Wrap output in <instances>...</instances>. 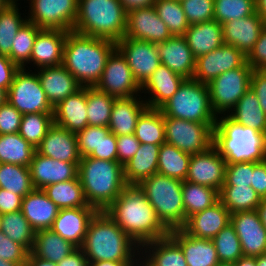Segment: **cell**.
Segmentation results:
<instances>
[{"instance_id":"obj_3","label":"cell","mask_w":266,"mask_h":266,"mask_svg":"<svg viewBox=\"0 0 266 266\" xmlns=\"http://www.w3.org/2000/svg\"><path fill=\"white\" fill-rule=\"evenodd\" d=\"M88 262L136 261L140 246L134 242L104 211L90 220L81 247Z\"/></svg>"},{"instance_id":"obj_24","label":"cell","mask_w":266,"mask_h":266,"mask_svg":"<svg viewBox=\"0 0 266 266\" xmlns=\"http://www.w3.org/2000/svg\"><path fill=\"white\" fill-rule=\"evenodd\" d=\"M36 152L42 156L68 163H79L81 159L78 152L76 133L55 124L52 125L44 139L36 147Z\"/></svg>"},{"instance_id":"obj_76","label":"cell","mask_w":266,"mask_h":266,"mask_svg":"<svg viewBox=\"0 0 266 266\" xmlns=\"http://www.w3.org/2000/svg\"><path fill=\"white\" fill-rule=\"evenodd\" d=\"M215 266H234V264L227 262H218Z\"/></svg>"},{"instance_id":"obj_23","label":"cell","mask_w":266,"mask_h":266,"mask_svg":"<svg viewBox=\"0 0 266 266\" xmlns=\"http://www.w3.org/2000/svg\"><path fill=\"white\" fill-rule=\"evenodd\" d=\"M264 26V21L257 12L248 17L227 21L222 24L224 43L234 46L247 56Z\"/></svg>"},{"instance_id":"obj_19","label":"cell","mask_w":266,"mask_h":266,"mask_svg":"<svg viewBox=\"0 0 266 266\" xmlns=\"http://www.w3.org/2000/svg\"><path fill=\"white\" fill-rule=\"evenodd\" d=\"M68 31L41 28L31 52L30 65L35 70L63 64L64 45ZM37 68V69H36Z\"/></svg>"},{"instance_id":"obj_5","label":"cell","mask_w":266,"mask_h":266,"mask_svg":"<svg viewBox=\"0 0 266 266\" xmlns=\"http://www.w3.org/2000/svg\"><path fill=\"white\" fill-rule=\"evenodd\" d=\"M78 176L89 206L104 211L127 186L124 168L118 161L82 157Z\"/></svg>"},{"instance_id":"obj_46","label":"cell","mask_w":266,"mask_h":266,"mask_svg":"<svg viewBox=\"0 0 266 266\" xmlns=\"http://www.w3.org/2000/svg\"><path fill=\"white\" fill-rule=\"evenodd\" d=\"M115 97L94 87H87L88 125L108 127Z\"/></svg>"},{"instance_id":"obj_56","label":"cell","mask_w":266,"mask_h":266,"mask_svg":"<svg viewBox=\"0 0 266 266\" xmlns=\"http://www.w3.org/2000/svg\"><path fill=\"white\" fill-rule=\"evenodd\" d=\"M89 157L117 161V140L116 136L110 132L108 127H101V143Z\"/></svg>"},{"instance_id":"obj_45","label":"cell","mask_w":266,"mask_h":266,"mask_svg":"<svg viewBox=\"0 0 266 266\" xmlns=\"http://www.w3.org/2000/svg\"><path fill=\"white\" fill-rule=\"evenodd\" d=\"M0 188L24 198L35 189L29 167L0 163Z\"/></svg>"},{"instance_id":"obj_22","label":"cell","mask_w":266,"mask_h":266,"mask_svg":"<svg viewBox=\"0 0 266 266\" xmlns=\"http://www.w3.org/2000/svg\"><path fill=\"white\" fill-rule=\"evenodd\" d=\"M184 80V77L160 64L141 86V94H144L142 97L148 108L159 109L177 92Z\"/></svg>"},{"instance_id":"obj_67","label":"cell","mask_w":266,"mask_h":266,"mask_svg":"<svg viewBox=\"0 0 266 266\" xmlns=\"http://www.w3.org/2000/svg\"><path fill=\"white\" fill-rule=\"evenodd\" d=\"M135 261H93L89 262V266H134Z\"/></svg>"},{"instance_id":"obj_25","label":"cell","mask_w":266,"mask_h":266,"mask_svg":"<svg viewBox=\"0 0 266 266\" xmlns=\"http://www.w3.org/2000/svg\"><path fill=\"white\" fill-rule=\"evenodd\" d=\"M230 212L218 200L211 207L190 216L182 229L195 238L212 240L230 223Z\"/></svg>"},{"instance_id":"obj_47","label":"cell","mask_w":266,"mask_h":266,"mask_svg":"<svg viewBox=\"0 0 266 266\" xmlns=\"http://www.w3.org/2000/svg\"><path fill=\"white\" fill-rule=\"evenodd\" d=\"M41 28L34 23L26 21L18 30L8 56L19 68H27L30 65L31 52L38 31Z\"/></svg>"},{"instance_id":"obj_63","label":"cell","mask_w":266,"mask_h":266,"mask_svg":"<svg viewBox=\"0 0 266 266\" xmlns=\"http://www.w3.org/2000/svg\"><path fill=\"white\" fill-rule=\"evenodd\" d=\"M251 187L260 198H266V160L254 162Z\"/></svg>"},{"instance_id":"obj_9","label":"cell","mask_w":266,"mask_h":266,"mask_svg":"<svg viewBox=\"0 0 266 266\" xmlns=\"http://www.w3.org/2000/svg\"><path fill=\"white\" fill-rule=\"evenodd\" d=\"M252 72L245 61L240 67L220 74L207 84L211 108L217 117L227 115L250 89Z\"/></svg>"},{"instance_id":"obj_48","label":"cell","mask_w":266,"mask_h":266,"mask_svg":"<svg viewBox=\"0 0 266 266\" xmlns=\"http://www.w3.org/2000/svg\"><path fill=\"white\" fill-rule=\"evenodd\" d=\"M153 6L172 36H184L189 23L181 2L176 0H156Z\"/></svg>"},{"instance_id":"obj_35","label":"cell","mask_w":266,"mask_h":266,"mask_svg":"<svg viewBox=\"0 0 266 266\" xmlns=\"http://www.w3.org/2000/svg\"><path fill=\"white\" fill-rule=\"evenodd\" d=\"M76 249L75 245L63 239L59 234L46 229L36 232L31 252L36 257L58 263Z\"/></svg>"},{"instance_id":"obj_16","label":"cell","mask_w":266,"mask_h":266,"mask_svg":"<svg viewBox=\"0 0 266 266\" xmlns=\"http://www.w3.org/2000/svg\"><path fill=\"white\" fill-rule=\"evenodd\" d=\"M125 37L159 44L172 37L154 6L127 12Z\"/></svg>"},{"instance_id":"obj_13","label":"cell","mask_w":266,"mask_h":266,"mask_svg":"<svg viewBox=\"0 0 266 266\" xmlns=\"http://www.w3.org/2000/svg\"><path fill=\"white\" fill-rule=\"evenodd\" d=\"M95 87L115 98L141 95V87L135 81L126 59L117 48L108 56L102 76Z\"/></svg>"},{"instance_id":"obj_40","label":"cell","mask_w":266,"mask_h":266,"mask_svg":"<svg viewBox=\"0 0 266 266\" xmlns=\"http://www.w3.org/2000/svg\"><path fill=\"white\" fill-rule=\"evenodd\" d=\"M182 196L185 223L190 216L211 207L219 200V192L216 189L186 180L182 182Z\"/></svg>"},{"instance_id":"obj_11","label":"cell","mask_w":266,"mask_h":266,"mask_svg":"<svg viewBox=\"0 0 266 266\" xmlns=\"http://www.w3.org/2000/svg\"><path fill=\"white\" fill-rule=\"evenodd\" d=\"M165 142L184 153L194 155L213 145V128L216 123H198L164 116Z\"/></svg>"},{"instance_id":"obj_61","label":"cell","mask_w":266,"mask_h":266,"mask_svg":"<svg viewBox=\"0 0 266 266\" xmlns=\"http://www.w3.org/2000/svg\"><path fill=\"white\" fill-rule=\"evenodd\" d=\"M19 69L8 56L0 55V88L7 92Z\"/></svg>"},{"instance_id":"obj_58","label":"cell","mask_w":266,"mask_h":266,"mask_svg":"<svg viewBox=\"0 0 266 266\" xmlns=\"http://www.w3.org/2000/svg\"><path fill=\"white\" fill-rule=\"evenodd\" d=\"M117 140V161L124 166L136 154L140 142L135 134L116 136Z\"/></svg>"},{"instance_id":"obj_6","label":"cell","mask_w":266,"mask_h":266,"mask_svg":"<svg viewBox=\"0 0 266 266\" xmlns=\"http://www.w3.org/2000/svg\"><path fill=\"white\" fill-rule=\"evenodd\" d=\"M127 12L119 0H78L76 33L118 42L125 36Z\"/></svg>"},{"instance_id":"obj_65","label":"cell","mask_w":266,"mask_h":266,"mask_svg":"<svg viewBox=\"0 0 266 266\" xmlns=\"http://www.w3.org/2000/svg\"><path fill=\"white\" fill-rule=\"evenodd\" d=\"M126 12L136 8L150 7L156 0H119Z\"/></svg>"},{"instance_id":"obj_18","label":"cell","mask_w":266,"mask_h":266,"mask_svg":"<svg viewBox=\"0 0 266 266\" xmlns=\"http://www.w3.org/2000/svg\"><path fill=\"white\" fill-rule=\"evenodd\" d=\"M230 223L239 237L244 256L256 257L266 253V228L256 210L233 213Z\"/></svg>"},{"instance_id":"obj_1","label":"cell","mask_w":266,"mask_h":266,"mask_svg":"<svg viewBox=\"0 0 266 266\" xmlns=\"http://www.w3.org/2000/svg\"><path fill=\"white\" fill-rule=\"evenodd\" d=\"M104 212L140 247L170 232L137 185H127Z\"/></svg>"},{"instance_id":"obj_7","label":"cell","mask_w":266,"mask_h":266,"mask_svg":"<svg viewBox=\"0 0 266 266\" xmlns=\"http://www.w3.org/2000/svg\"><path fill=\"white\" fill-rule=\"evenodd\" d=\"M182 182L159 173L142 180L137 186L145 194L160 221L169 229L185 225Z\"/></svg>"},{"instance_id":"obj_38","label":"cell","mask_w":266,"mask_h":266,"mask_svg":"<svg viewBox=\"0 0 266 266\" xmlns=\"http://www.w3.org/2000/svg\"><path fill=\"white\" fill-rule=\"evenodd\" d=\"M36 148L19 133L0 135V163L29 167Z\"/></svg>"},{"instance_id":"obj_26","label":"cell","mask_w":266,"mask_h":266,"mask_svg":"<svg viewBox=\"0 0 266 266\" xmlns=\"http://www.w3.org/2000/svg\"><path fill=\"white\" fill-rule=\"evenodd\" d=\"M161 64L181 75L185 79H192L196 58L187 44L184 36H172L166 41L157 44Z\"/></svg>"},{"instance_id":"obj_74","label":"cell","mask_w":266,"mask_h":266,"mask_svg":"<svg viewBox=\"0 0 266 266\" xmlns=\"http://www.w3.org/2000/svg\"><path fill=\"white\" fill-rule=\"evenodd\" d=\"M14 1L15 0H0V10L5 9Z\"/></svg>"},{"instance_id":"obj_50","label":"cell","mask_w":266,"mask_h":266,"mask_svg":"<svg viewBox=\"0 0 266 266\" xmlns=\"http://www.w3.org/2000/svg\"><path fill=\"white\" fill-rule=\"evenodd\" d=\"M220 262L235 263L244 256L241 242L231 223L227 224L213 239Z\"/></svg>"},{"instance_id":"obj_51","label":"cell","mask_w":266,"mask_h":266,"mask_svg":"<svg viewBox=\"0 0 266 266\" xmlns=\"http://www.w3.org/2000/svg\"><path fill=\"white\" fill-rule=\"evenodd\" d=\"M255 12V0H214V20L220 24L248 17Z\"/></svg>"},{"instance_id":"obj_31","label":"cell","mask_w":266,"mask_h":266,"mask_svg":"<svg viewBox=\"0 0 266 266\" xmlns=\"http://www.w3.org/2000/svg\"><path fill=\"white\" fill-rule=\"evenodd\" d=\"M21 211L29 224L37 232L51 229L59 208L42 189H34L22 199Z\"/></svg>"},{"instance_id":"obj_59","label":"cell","mask_w":266,"mask_h":266,"mask_svg":"<svg viewBox=\"0 0 266 266\" xmlns=\"http://www.w3.org/2000/svg\"><path fill=\"white\" fill-rule=\"evenodd\" d=\"M246 62L253 70H266V25L253 49L246 56Z\"/></svg>"},{"instance_id":"obj_15","label":"cell","mask_w":266,"mask_h":266,"mask_svg":"<svg viewBox=\"0 0 266 266\" xmlns=\"http://www.w3.org/2000/svg\"><path fill=\"white\" fill-rule=\"evenodd\" d=\"M245 61L246 56L240 50L224 43L213 51L196 58L193 79L209 84L220 74L240 67Z\"/></svg>"},{"instance_id":"obj_72","label":"cell","mask_w":266,"mask_h":266,"mask_svg":"<svg viewBox=\"0 0 266 266\" xmlns=\"http://www.w3.org/2000/svg\"><path fill=\"white\" fill-rule=\"evenodd\" d=\"M7 101V92L0 88V105Z\"/></svg>"},{"instance_id":"obj_57","label":"cell","mask_w":266,"mask_h":266,"mask_svg":"<svg viewBox=\"0 0 266 266\" xmlns=\"http://www.w3.org/2000/svg\"><path fill=\"white\" fill-rule=\"evenodd\" d=\"M22 114L9 102L0 105V135L19 133Z\"/></svg>"},{"instance_id":"obj_41","label":"cell","mask_w":266,"mask_h":266,"mask_svg":"<svg viewBox=\"0 0 266 266\" xmlns=\"http://www.w3.org/2000/svg\"><path fill=\"white\" fill-rule=\"evenodd\" d=\"M134 134L141 144L165 143V124L161 111L147 108L138 118Z\"/></svg>"},{"instance_id":"obj_30","label":"cell","mask_w":266,"mask_h":266,"mask_svg":"<svg viewBox=\"0 0 266 266\" xmlns=\"http://www.w3.org/2000/svg\"><path fill=\"white\" fill-rule=\"evenodd\" d=\"M169 236L181 247L188 266H215L220 262L212 240L195 238L182 228L170 230Z\"/></svg>"},{"instance_id":"obj_20","label":"cell","mask_w":266,"mask_h":266,"mask_svg":"<svg viewBox=\"0 0 266 266\" xmlns=\"http://www.w3.org/2000/svg\"><path fill=\"white\" fill-rule=\"evenodd\" d=\"M96 213L94 207L59 209L51 230L77 248H81L88 224Z\"/></svg>"},{"instance_id":"obj_33","label":"cell","mask_w":266,"mask_h":266,"mask_svg":"<svg viewBox=\"0 0 266 266\" xmlns=\"http://www.w3.org/2000/svg\"><path fill=\"white\" fill-rule=\"evenodd\" d=\"M140 251L150 266H188L181 247L169 235L143 244Z\"/></svg>"},{"instance_id":"obj_53","label":"cell","mask_w":266,"mask_h":266,"mask_svg":"<svg viewBox=\"0 0 266 266\" xmlns=\"http://www.w3.org/2000/svg\"><path fill=\"white\" fill-rule=\"evenodd\" d=\"M254 162L226 164L223 186H251Z\"/></svg>"},{"instance_id":"obj_43","label":"cell","mask_w":266,"mask_h":266,"mask_svg":"<svg viewBox=\"0 0 266 266\" xmlns=\"http://www.w3.org/2000/svg\"><path fill=\"white\" fill-rule=\"evenodd\" d=\"M219 200L230 214L256 210L261 198L251 186H222Z\"/></svg>"},{"instance_id":"obj_32","label":"cell","mask_w":266,"mask_h":266,"mask_svg":"<svg viewBox=\"0 0 266 266\" xmlns=\"http://www.w3.org/2000/svg\"><path fill=\"white\" fill-rule=\"evenodd\" d=\"M184 37L195 58L224 44L222 24L216 20L189 25Z\"/></svg>"},{"instance_id":"obj_66","label":"cell","mask_w":266,"mask_h":266,"mask_svg":"<svg viewBox=\"0 0 266 266\" xmlns=\"http://www.w3.org/2000/svg\"><path fill=\"white\" fill-rule=\"evenodd\" d=\"M26 266H58L57 263L36 257L32 252L27 256Z\"/></svg>"},{"instance_id":"obj_75","label":"cell","mask_w":266,"mask_h":266,"mask_svg":"<svg viewBox=\"0 0 266 266\" xmlns=\"http://www.w3.org/2000/svg\"><path fill=\"white\" fill-rule=\"evenodd\" d=\"M0 266H20V265L17 263L0 259Z\"/></svg>"},{"instance_id":"obj_39","label":"cell","mask_w":266,"mask_h":266,"mask_svg":"<svg viewBox=\"0 0 266 266\" xmlns=\"http://www.w3.org/2000/svg\"><path fill=\"white\" fill-rule=\"evenodd\" d=\"M191 155L177 147L163 143L159 149L157 173L185 181L188 175Z\"/></svg>"},{"instance_id":"obj_52","label":"cell","mask_w":266,"mask_h":266,"mask_svg":"<svg viewBox=\"0 0 266 266\" xmlns=\"http://www.w3.org/2000/svg\"><path fill=\"white\" fill-rule=\"evenodd\" d=\"M189 25L214 20V0H182Z\"/></svg>"},{"instance_id":"obj_54","label":"cell","mask_w":266,"mask_h":266,"mask_svg":"<svg viewBox=\"0 0 266 266\" xmlns=\"http://www.w3.org/2000/svg\"><path fill=\"white\" fill-rule=\"evenodd\" d=\"M29 251L0 231V259L26 266Z\"/></svg>"},{"instance_id":"obj_29","label":"cell","mask_w":266,"mask_h":266,"mask_svg":"<svg viewBox=\"0 0 266 266\" xmlns=\"http://www.w3.org/2000/svg\"><path fill=\"white\" fill-rule=\"evenodd\" d=\"M148 108L142 95L115 98L108 128L115 136L135 133L138 118Z\"/></svg>"},{"instance_id":"obj_21","label":"cell","mask_w":266,"mask_h":266,"mask_svg":"<svg viewBox=\"0 0 266 266\" xmlns=\"http://www.w3.org/2000/svg\"><path fill=\"white\" fill-rule=\"evenodd\" d=\"M78 164L55 160L35 152L29 169L35 189H44L47 185L75 179L78 176Z\"/></svg>"},{"instance_id":"obj_34","label":"cell","mask_w":266,"mask_h":266,"mask_svg":"<svg viewBox=\"0 0 266 266\" xmlns=\"http://www.w3.org/2000/svg\"><path fill=\"white\" fill-rule=\"evenodd\" d=\"M160 146L140 144L134 157L123 166L127 185H138L142 180L157 173Z\"/></svg>"},{"instance_id":"obj_64","label":"cell","mask_w":266,"mask_h":266,"mask_svg":"<svg viewBox=\"0 0 266 266\" xmlns=\"http://www.w3.org/2000/svg\"><path fill=\"white\" fill-rule=\"evenodd\" d=\"M58 266H89L88 259L81 248H77L71 254L57 263Z\"/></svg>"},{"instance_id":"obj_77","label":"cell","mask_w":266,"mask_h":266,"mask_svg":"<svg viewBox=\"0 0 266 266\" xmlns=\"http://www.w3.org/2000/svg\"><path fill=\"white\" fill-rule=\"evenodd\" d=\"M1 218H2V215L0 214V231H1Z\"/></svg>"},{"instance_id":"obj_12","label":"cell","mask_w":266,"mask_h":266,"mask_svg":"<svg viewBox=\"0 0 266 266\" xmlns=\"http://www.w3.org/2000/svg\"><path fill=\"white\" fill-rule=\"evenodd\" d=\"M27 21L39 28L72 31L78 15V0H27Z\"/></svg>"},{"instance_id":"obj_2","label":"cell","mask_w":266,"mask_h":266,"mask_svg":"<svg viewBox=\"0 0 266 266\" xmlns=\"http://www.w3.org/2000/svg\"><path fill=\"white\" fill-rule=\"evenodd\" d=\"M115 48L114 41L69 31L62 65L82 87H94L102 76L108 56Z\"/></svg>"},{"instance_id":"obj_10","label":"cell","mask_w":266,"mask_h":266,"mask_svg":"<svg viewBox=\"0 0 266 266\" xmlns=\"http://www.w3.org/2000/svg\"><path fill=\"white\" fill-rule=\"evenodd\" d=\"M20 68L14 75L7 91V102L22 115L31 113H53L37 73L29 68Z\"/></svg>"},{"instance_id":"obj_4","label":"cell","mask_w":266,"mask_h":266,"mask_svg":"<svg viewBox=\"0 0 266 266\" xmlns=\"http://www.w3.org/2000/svg\"><path fill=\"white\" fill-rule=\"evenodd\" d=\"M213 145L226 164L266 160V133L220 115L213 128Z\"/></svg>"},{"instance_id":"obj_27","label":"cell","mask_w":266,"mask_h":266,"mask_svg":"<svg viewBox=\"0 0 266 266\" xmlns=\"http://www.w3.org/2000/svg\"><path fill=\"white\" fill-rule=\"evenodd\" d=\"M53 119L55 125L73 133L88 126L87 87H81L53 107Z\"/></svg>"},{"instance_id":"obj_71","label":"cell","mask_w":266,"mask_h":266,"mask_svg":"<svg viewBox=\"0 0 266 266\" xmlns=\"http://www.w3.org/2000/svg\"><path fill=\"white\" fill-rule=\"evenodd\" d=\"M256 264L257 266H266V253L256 256Z\"/></svg>"},{"instance_id":"obj_14","label":"cell","mask_w":266,"mask_h":266,"mask_svg":"<svg viewBox=\"0 0 266 266\" xmlns=\"http://www.w3.org/2000/svg\"><path fill=\"white\" fill-rule=\"evenodd\" d=\"M116 48L126 59L140 87L161 64L157 44L124 36L116 42Z\"/></svg>"},{"instance_id":"obj_68","label":"cell","mask_w":266,"mask_h":266,"mask_svg":"<svg viewBox=\"0 0 266 266\" xmlns=\"http://www.w3.org/2000/svg\"><path fill=\"white\" fill-rule=\"evenodd\" d=\"M234 266H257L256 257L242 256L234 263Z\"/></svg>"},{"instance_id":"obj_60","label":"cell","mask_w":266,"mask_h":266,"mask_svg":"<svg viewBox=\"0 0 266 266\" xmlns=\"http://www.w3.org/2000/svg\"><path fill=\"white\" fill-rule=\"evenodd\" d=\"M250 88L256 94L260 106L266 114V70H253Z\"/></svg>"},{"instance_id":"obj_44","label":"cell","mask_w":266,"mask_h":266,"mask_svg":"<svg viewBox=\"0 0 266 266\" xmlns=\"http://www.w3.org/2000/svg\"><path fill=\"white\" fill-rule=\"evenodd\" d=\"M1 231L11 240L23 245L31 252L36 231L29 224L21 210L2 215Z\"/></svg>"},{"instance_id":"obj_37","label":"cell","mask_w":266,"mask_h":266,"mask_svg":"<svg viewBox=\"0 0 266 266\" xmlns=\"http://www.w3.org/2000/svg\"><path fill=\"white\" fill-rule=\"evenodd\" d=\"M42 190L59 209L92 207L86 202L79 176L47 185Z\"/></svg>"},{"instance_id":"obj_17","label":"cell","mask_w":266,"mask_h":266,"mask_svg":"<svg viewBox=\"0 0 266 266\" xmlns=\"http://www.w3.org/2000/svg\"><path fill=\"white\" fill-rule=\"evenodd\" d=\"M226 161L212 145L206 151L191 155L186 181L216 189L224 184Z\"/></svg>"},{"instance_id":"obj_8","label":"cell","mask_w":266,"mask_h":266,"mask_svg":"<svg viewBox=\"0 0 266 266\" xmlns=\"http://www.w3.org/2000/svg\"><path fill=\"white\" fill-rule=\"evenodd\" d=\"M159 110L163 116L198 123H216L209 88L195 79H185L177 92Z\"/></svg>"},{"instance_id":"obj_62","label":"cell","mask_w":266,"mask_h":266,"mask_svg":"<svg viewBox=\"0 0 266 266\" xmlns=\"http://www.w3.org/2000/svg\"><path fill=\"white\" fill-rule=\"evenodd\" d=\"M22 196L9 192L6 189L0 188V214H7L15 211H20L22 208Z\"/></svg>"},{"instance_id":"obj_73","label":"cell","mask_w":266,"mask_h":266,"mask_svg":"<svg viewBox=\"0 0 266 266\" xmlns=\"http://www.w3.org/2000/svg\"><path fill=\"white\" fill-rule=\"evenodd\" d=\"M134 266H150L141 256L137 258Z\"/></svg>"},{"instance_id":"obj_36","label":"cell","mask_w":266,"mask_h":266,"mask_svg":"<svg viewBox=\"0 0 266 266\" xmlns=\"http://www.w3.org/2000/svg\"><path fill=\"white\" fill-rule=\"evenodd\" d=\"M227 115L243 126H248L266 133V114L262 110L259 100L251 88Z\"/></svg>"},{"instance_id":"obj_55","label":"cell","mask_w":266,"mask_h":266,"mask_svg":"<svg viewBox=\"0 0 266 266\" xmlns=\"http://www.w3.org/2000/svg\"><path fill=\"white\" fill-rule=\"evenodd\" d=\"M80 157L89 156L101 143V126H86L76 133Z\"/></svg>"},{"instance_id":"obj_42","label":"cell","mask_w":266,"mask_h":266,"mask_svg":"<svg viewBox=\"0 0 266 266\" xmlns=\"http://www.w3.org/2000/svg\"><path fill=\"white\" fill-rule=\"evenodd\" d=\"M18 1L20 0H15L8 7L0 10V55H10L18 30L27 21V16L20 12L22 9L19 8Z\"/></svg>"},{"instance_id":"obj_70","label":"cell","mask_w":266,"mask_h":266,"mask_svg":"<svg viewBox=\"0 0 266 266\" xmlns=\"http://www.w3.org/2000/svg\"><path fill=\"white\" fill-rule=\"evenodd\" d=\"M256 12L262 17L266 25V0H255Z\"/></svg>"},{"instance_id":"obj_49","label":"cell","mask_w":266,"mask_h":266,"mask_svg":"<svg viewBox=\"0 0 266 266\" xmlns=\"http://www.w3.org/2000/svg\"><path fill=\"white\" fill-rule=\"evenodd\" d=\"M53 124V113L23 114L19 134L36 148Z\"/></svg>"},{"instance_id":"obj_28","label":"cell","mask_w":266,"mask_h":266,"mask_svg":"<svg viewBox=\"0 0 266 266\" xmlns=\"http://www.w3.org/2000/svg\"><path fill=\"white\" fill-rule=\"evenodd\" d=\"M35 72L52 107L82 87L63 65L41 68Z\"/></svg>"},{"instance_id":"obj_69","label":"cell","mask_w":266,"mask_h":266,"mask_svg":"<svg viewBox=\"0 0 266 266\" xmlns=\"http://www.w3.org/2000/svg\"><path fill=\"white\" fill-rule=\"evenodd\" d=\"M256 211L258 212L263 226L266 228V198H261L260 204L257 207Z\"/></svg>"}]
</instances>
